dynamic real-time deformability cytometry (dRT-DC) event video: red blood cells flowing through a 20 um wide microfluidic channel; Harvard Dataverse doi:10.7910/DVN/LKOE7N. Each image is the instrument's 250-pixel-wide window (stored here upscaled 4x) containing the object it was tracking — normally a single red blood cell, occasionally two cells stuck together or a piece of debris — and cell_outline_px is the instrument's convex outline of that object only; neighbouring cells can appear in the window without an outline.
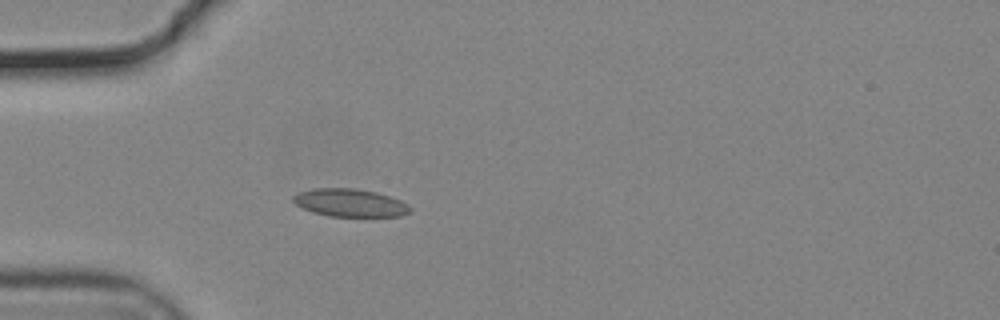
{"species": "common noctule bat (a hibernating species)", "species_latin": "Nyctalus noctula", "temperature_condition": "cold", "stored_images_in_passage": 40, "camera_frame_rate_fps": 3000, "um_per_image_px": 0.085, "animal": {"sex": "male", "body_mass_g": 19.2, "forearm_length_mm": 51.8}, "frame": {"image": 1, "passage_image": 1, "time_ms": 0.0, "image_size_px": [1000, 320], "cell_outline_px": [[412, 208], [408, 212], [400, 216], [328, 216], [312, 212], [296, 204], [292, 200], [292, 196], [300, 192], [312, 188], [356, 188], [376, 192], [400, 200], [408, 204]], "centroid_in_image_um": [29.73, 17.23], "position_along_channel_um": 55.3, "area_um2": 18.9}}
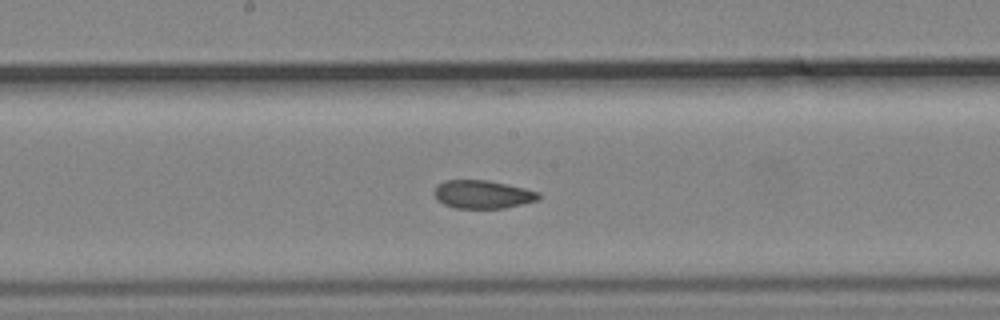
{"frame": {"image": 2, "passage_image": 14, "time_ms": 4.333, "image_size_px": [1000, 320], "cell_outline_px": [[540, 200], [504, 208], [456, 208], [444, 204], [436, 200], [432, 192], [436, 184], [444, 180], [488, 180], [524, 188], [540, 192]], "centroid_in_image_um": [40.99, 16.52], "position_along_channel_um": 207.2, "area_um2": 17.4}}
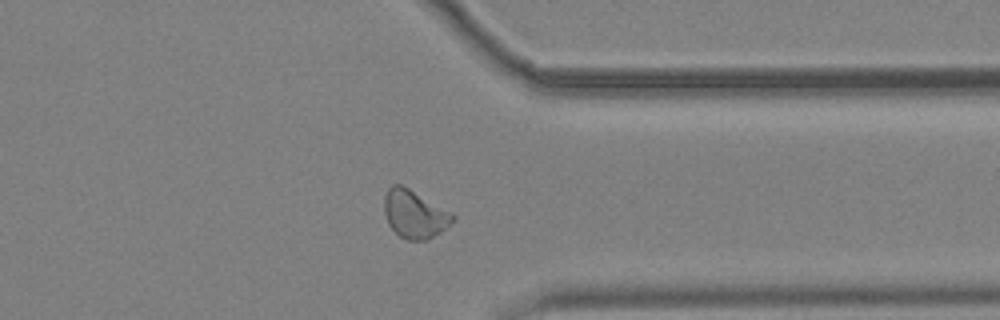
{"frame": {"image": 3, "passage_image": 28, "time_ms": 9.0, "image_size_px": [1000, 320], "cell_outline_px": [[456, 220], [440, 232], [428, 240], [408, 240], [400, 236], [388, 224], [384, 212], [384, 196], [388, 188], [392, 184], [400, 184], [408, 188], [452, 212], [456, 216]], "centroid_in_image_um": [35.25, 18.2], "position_along_channel_um": 376.2, "area_um2": 19.19}, "authors_computed_cell_mechanics": {"area_um2": 17.9758, "velocity_mm_per_s": 3.7022, "shape_relaxation_time_tau1_ms": null, "shape_relaxation_time_tau2_ms": 3.2155, "deformation_change_tau1": null, "deformation_change_tau2": 0.0597}}